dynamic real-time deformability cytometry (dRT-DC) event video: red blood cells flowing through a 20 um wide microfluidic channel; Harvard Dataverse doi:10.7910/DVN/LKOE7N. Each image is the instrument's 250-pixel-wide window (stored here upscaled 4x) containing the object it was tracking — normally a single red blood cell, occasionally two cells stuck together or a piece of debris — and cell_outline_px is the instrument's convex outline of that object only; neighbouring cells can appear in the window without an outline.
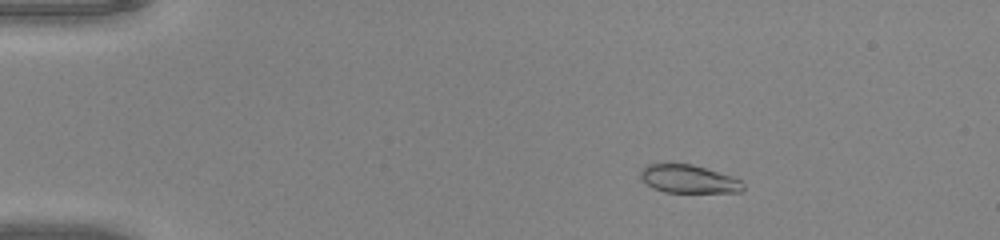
{"species": "common noctule bat (a hibernating species)", "species_latin": "Nyctalus noctula", "temperature_condition": "warm", "stored_images_in_passage": 50, "camera_frame_rate_fps": 3000, "um_per_image_px": 0.085, "animal": {"sex": "male", "body_mass_g": 20.0, "forearm_length_mm": 53.3}, "frame": {"image": 1, "passage_image": 9, "time_ms": 2.667, "image_size_px": [1000, 240], "cell_outline_px": [[744, 188], [740, 192], [664, 192], [652, 188], [640, 176], [640, 168], [648, 164], [668, 160], [692, 164], [732, 176], [740, 180], [744, 184]], "centroid_in_image_um": [58.47, 15.16], "position_along_channel_um": 26.5, "area_um2": 17.4}}
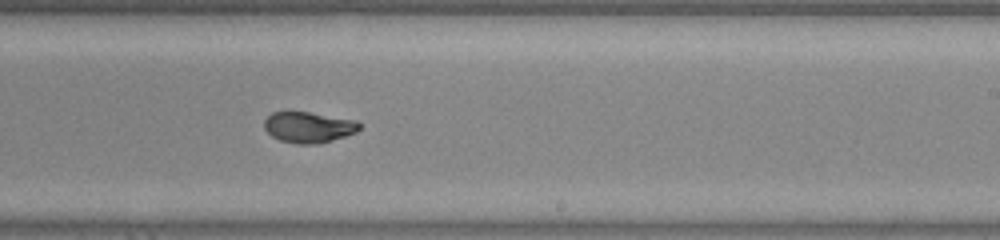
{"frame": {"image": 2, "passage_image": 32, "time_ms": 10.333, "image_size_px": [1000, 240], "cell_outline_px": [[360, 128], [356, 132], [344, 136], [316, 144], [296, 144], [280, 140], [272, 136], [264, 128], [264, 120], [272, 112], [284, 108], [288, 108], [356, 120], [360, 124]], "centroid_in_image_um": [26.16, 10.76], "position_along_channel_um": 262.8, "area_um2": 17.63}}
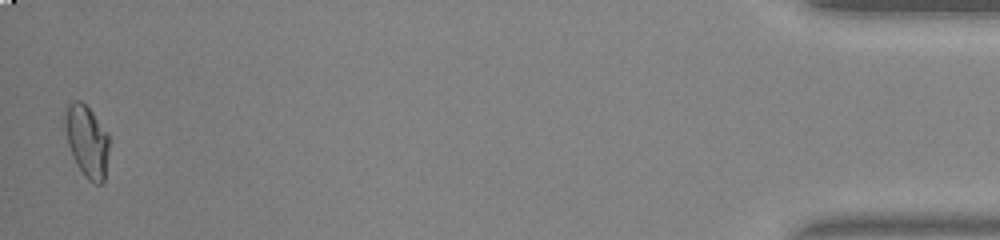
{"frame": {"image": 3, "passage_image": 50, "time_ms": 16.333, "image_size_px": [1000, 240], "cell_outline_px": [[108, 152], [104, 184], [96, 184], [88, 180], [84, 176], [76, 164], [72, 156], [68, 144], [64, 124], [68, 104], [72, 100], [80, 100], [92, 112], [108, 132]], "centroid_in_image_um": [7.39, 12.02], "position_along_channel_um": 427.8, "area_um2": 18.5}, "authors_computed_cell_mechanics": {"area_um2": 17.7446, "velocity_mm_per_s": 4.171, "shape_relaxation_time_tau1_ms": 4.6891, "shape_relaxation_time_tau2_ms": null, "deformation_change_tau1": 0.1826, "deformation_change_tau2": null}}